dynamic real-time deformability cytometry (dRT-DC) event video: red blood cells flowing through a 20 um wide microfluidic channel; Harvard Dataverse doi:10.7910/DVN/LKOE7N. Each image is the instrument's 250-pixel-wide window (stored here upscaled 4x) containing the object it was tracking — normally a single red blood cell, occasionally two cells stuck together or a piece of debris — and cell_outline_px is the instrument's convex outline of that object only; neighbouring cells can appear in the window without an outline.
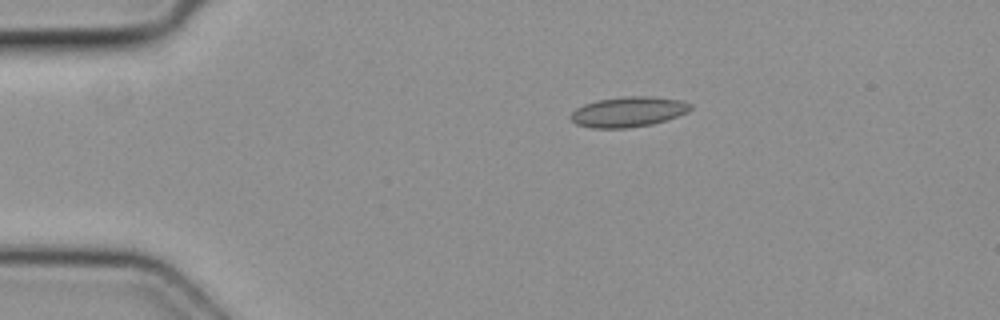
{"species": "common noctule bat (a hibernating species)", "species_latin": "Nyctalus noctula", "temperature_condition": "cold", "stored_images_in_passage": 3, "camera_frame_rate_fps": 3000, "um_per_image_px": 0.085, "animal": {"sex": "female", "body_mass_g": 19.3, "forearm_length_mm": 54.1}, "frame": {"image": 1, "passage_image": 1, "time_ms": 0.0, "image_size_px": [1000, 320], "cell_outline_px": [[692, 108], [688, 112], [652, 124], [628, 128], [592, 128], [576, 124], [568, 116], [576, 108], [584, 104], [596, 100], [628, 96], [648, 96], [680, 100], [692, 104]], "centroid_in_image_um": [53.37, 9.5], "position_along_channel_um": 31.6, "area_um2": 21.04}}
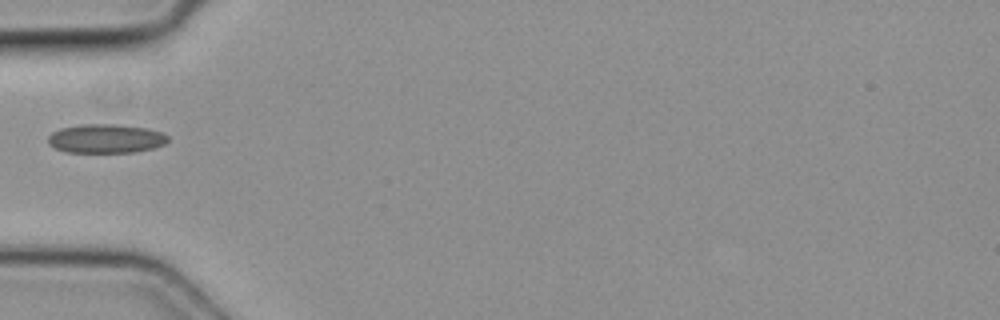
{"frame": {"image": 2, "passage_image": 3, "time_ms": 0.667, "image_size_px": [1000, 320], "cell_outline_px": [[168, 140], [164, 144], [152, 148], [132, 152], [68, 152], [56, 148], [48, 144], [48, 136], [52, 132], [60, 128], [80, 124], [116, 124], [148, 128], [160, 132], [168, 136]], "centroid_in_image_um": [8.97, 11.77], "position_along_channel_um": 76.0, "area_um2": 20.17}}